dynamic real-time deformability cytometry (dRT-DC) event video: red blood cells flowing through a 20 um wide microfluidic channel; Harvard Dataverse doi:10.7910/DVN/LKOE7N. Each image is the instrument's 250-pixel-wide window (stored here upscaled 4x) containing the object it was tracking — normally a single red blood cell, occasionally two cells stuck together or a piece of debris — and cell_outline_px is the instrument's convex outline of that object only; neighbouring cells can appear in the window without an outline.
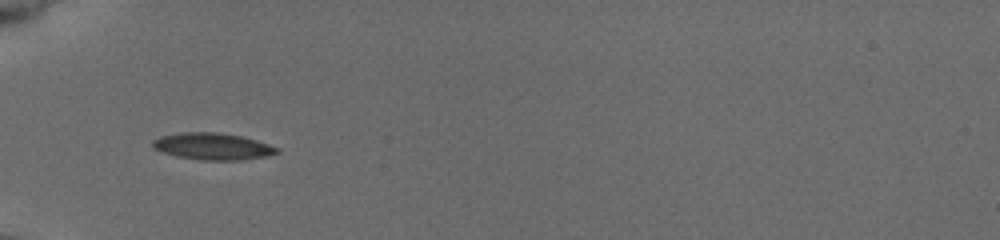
{"species": "common noctule bat (a hibernating species)", "species_latin": "Nyctalus noctula", "temperature_condition": "cold", "stored_images_in_passage": 17, "camera_frame_rate_fps": 3000, "um_per_image_px": 0.085, "animal": {"sex": "female", "body_mass_g": 19.5, "forearm_length_mm": 54.1}, "frame": {"image": 1, "passage_image": 1, "time_ms": 0.0, "image_size_px": [1000, 240], "cell_outline_px": [[280, 152], [268, 156], [240, 160], [200, 160], [176, 156], [152, 148], [152, 140], [160, 136], [180, 132], [216, 132], [240, 136], [256, 140], [280, 148]], "centroid_in_image_um": [18.07, 12.44], "position_along_channel_um": 66.9, "area_um2": 19.48}}
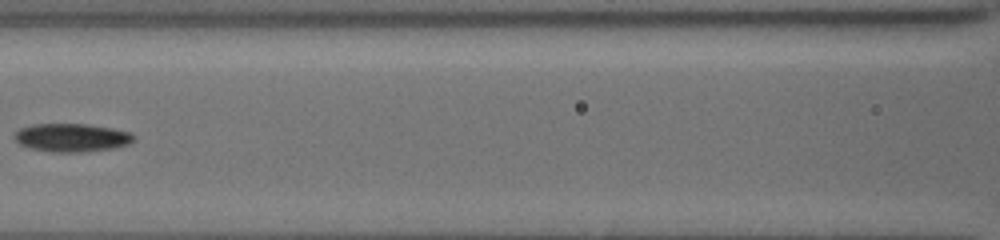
{"frame": {"image": 2, "passage_image": 12, "time_ms": 2.667, "image_size_px": [1000, 240], "cell_outline_px": [[136, 140], [128, 144], [112, 148], [80, 152], [52, 152], [28, 148], [20, 144], [12, 136], [20, 128], [32, 124], [88, 124], [112, 128], [132, 132], [136, 136]], "centroid_in_image_um": [6.11, 11.69], "position_along_channel_um": 160.5, "area_um2": 19.83}}
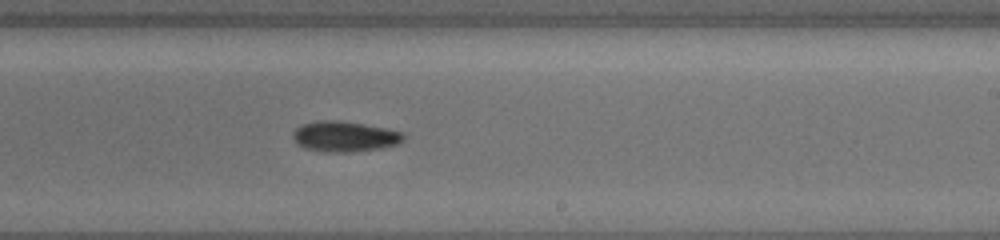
{"frame": {"image": 3, "passage_image": 17, "time_ms": 5.333, "image_size_px": [1000, 240], "cell_outline_px": [[404, 140], [396, 144], [384, 148], [348, 152], [328, 152], [304, 148], [296, 144], [292, 136], [292, 132], [296, 128], [304, 124], [320, 120], [340, 120], [384, 128], [404, 132]], "centroid_in_image_um": [29.28, 11.6], "position_along_channel_um": 259.7, "area_um2": 19.65}}